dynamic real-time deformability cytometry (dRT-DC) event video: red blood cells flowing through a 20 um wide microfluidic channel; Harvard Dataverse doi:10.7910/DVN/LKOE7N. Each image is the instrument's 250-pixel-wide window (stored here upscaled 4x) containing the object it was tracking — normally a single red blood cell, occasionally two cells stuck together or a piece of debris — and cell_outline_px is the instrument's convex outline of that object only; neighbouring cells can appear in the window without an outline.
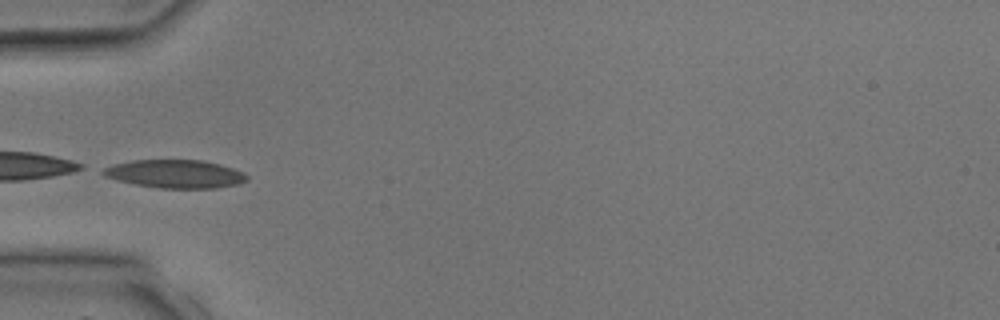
{"species": "common noctule bat (a hibernating species)", "species_latin": "Nyctalus noctula", "temperature_condition": "room temperature", "stored_images_in_passage": 4, "camera_frame_rate_fps": 3000, "um_per_image_px": 0.085, "animal": {"sex": "male", "body_mass_g": 17.9, "forearm_length_mm": 54.2}, "frame": {"image": 1, "passage_image": 4, "time_ms": 3.667, "image_size_px": [1000, 320], "cell_outline_px": [[248, 180], [240, 184], [216, 188], [160, 188], [136, 184], [116, 180], [104, 176], [100, 172], [104, 168], [112, 164], [132, 160], [204, 160], [220, 164], [244, 172], [248, 176]], "centroid_in_image_um": [14.9, 14.78], "position_along_channel_um": 70.1, "area_um2": 23.81}}